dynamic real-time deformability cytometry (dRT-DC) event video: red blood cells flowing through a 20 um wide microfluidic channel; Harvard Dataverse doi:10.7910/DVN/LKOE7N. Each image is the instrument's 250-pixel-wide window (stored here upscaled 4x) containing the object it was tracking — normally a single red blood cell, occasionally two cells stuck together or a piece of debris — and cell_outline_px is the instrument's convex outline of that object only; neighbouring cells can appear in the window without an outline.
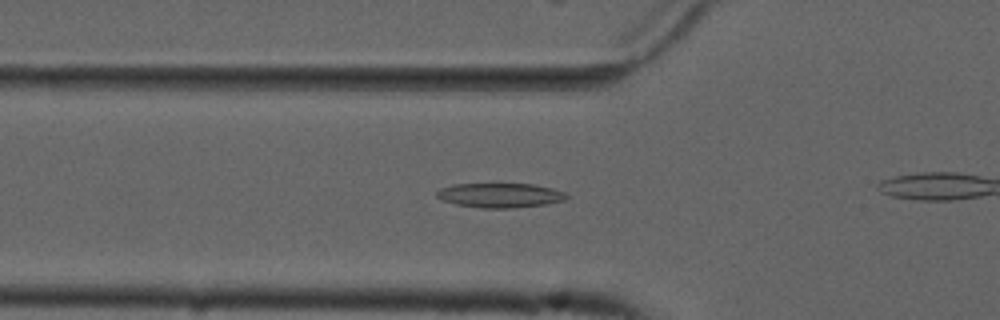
{"species": "common noctule bat (a hibernating species)", "species_latin": "Nyctalus noctula", "temperature_condition": "cold", "stored_images_in_passage": 44, "camera_frame_rate_fps": 3000, "um_per_image_px": 0.085, "animal": {"sex": "male", "forearm_length_mm": 52.5}, "frame": {"image": 1, "passage_image": 19, "time_ms": 6.0, "image_size_px": [1000, 320], "cell_outline_px": [[568, 196], [564, 200], [548, 204], [516, 208], [480, 208], [456, 204], [444, 200], [436, 196], [436, 192], [440, 188], [452, 184], [532, 184], [552, 188], [564, 192]], "centroid_in_image_um": [42.51, 16.6], "position_along_channel_um": 83.3, "area_um2": 18.55}}
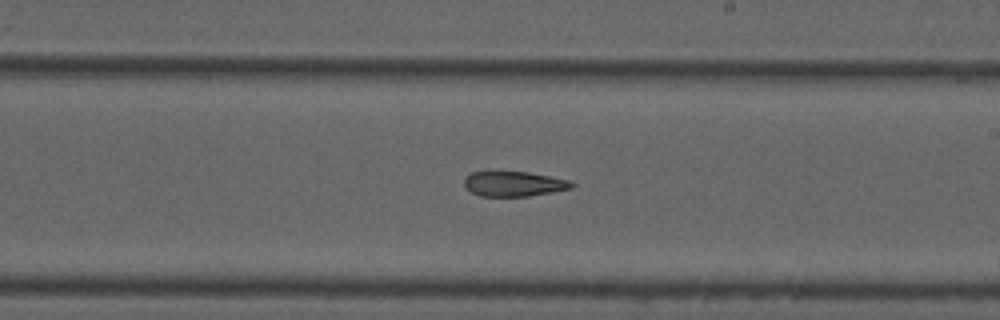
{"frame": {"image": 2, "passage_image": 32, "time_ms": 10.333, "image_size_px": [1000, 320], "cell_outline_px": [[576, 184], [572, 188], [552, 192], [528, 196], [480, 196], [472, 192], [464, 184], [464, 176], [472, 172], [528, 172], [568, 180]], "centroid_in_image_um": [43.67, 15.63], "position_along_channel_um": 245.3, "area_um2": 15.49}}
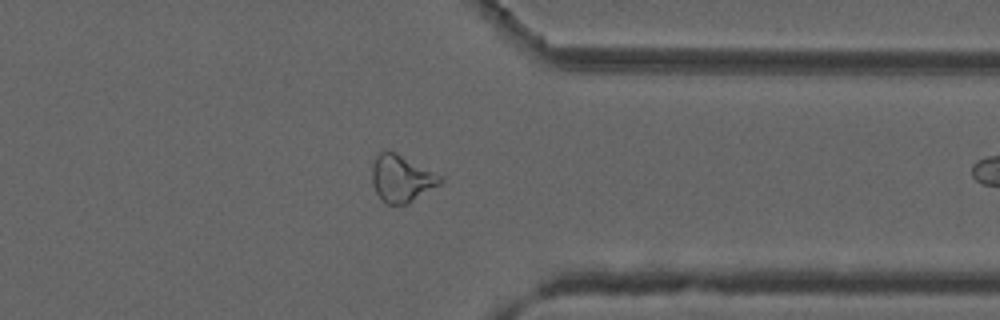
{"frame": {"image": 3, "passage_image": 43, "time_ms": 14.0, "image_size_px": [1000, 320], "cell_outline_px": [[444, 180], [440, 184], [408, 204], [384, 204], [380, 200], [372, 184], [372, 164], [376, 156], [380, 152], [396, 152], [444, 176]], "centroid_in_image_um": [34.14, 15.19], "position_along_channel_um": 377.3, "area_um2": 18.9}}